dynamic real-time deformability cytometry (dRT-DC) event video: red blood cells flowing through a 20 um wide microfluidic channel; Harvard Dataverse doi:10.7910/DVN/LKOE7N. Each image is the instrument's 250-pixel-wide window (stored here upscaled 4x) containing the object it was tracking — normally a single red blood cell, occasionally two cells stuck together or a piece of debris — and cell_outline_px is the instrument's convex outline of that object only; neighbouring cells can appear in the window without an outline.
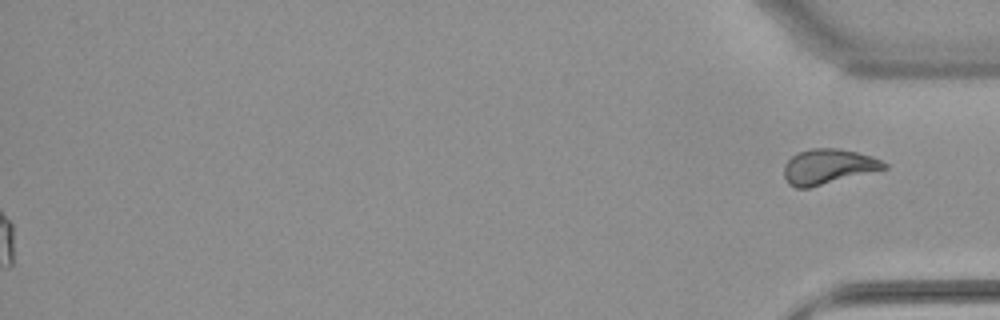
{"species": "common noctule bat (a hibernating species)", "species_latin": "Nyctalus noctula", "temperature_condition": "warm", "stored_images_in_passage": 52, "segment_of_instrument_passage": [2, 2], "camera_frame_rate_fps": 3000, "um_per_image_px": 0.085, "animal": {"sex": "female", "body_mass_g": 22.7, "forearm_length_mm": 54.2}, "frame": {"image": 1, "passage_image": 52, "time_ms": 17.0, "image_size_px": [1000, 320], "cell_outline_px": [[888, 168], [808, 188], [796, 188], [788, 184], [784, 176], [784, 164], [796, 152], [812, 148], [836, 148], [856, 152], [872, 156], [888, 164]], "centroid_in_image_um": [70.37, 14.16], "position_along_channel_um": 364.8, "area_um2": 20.46}}